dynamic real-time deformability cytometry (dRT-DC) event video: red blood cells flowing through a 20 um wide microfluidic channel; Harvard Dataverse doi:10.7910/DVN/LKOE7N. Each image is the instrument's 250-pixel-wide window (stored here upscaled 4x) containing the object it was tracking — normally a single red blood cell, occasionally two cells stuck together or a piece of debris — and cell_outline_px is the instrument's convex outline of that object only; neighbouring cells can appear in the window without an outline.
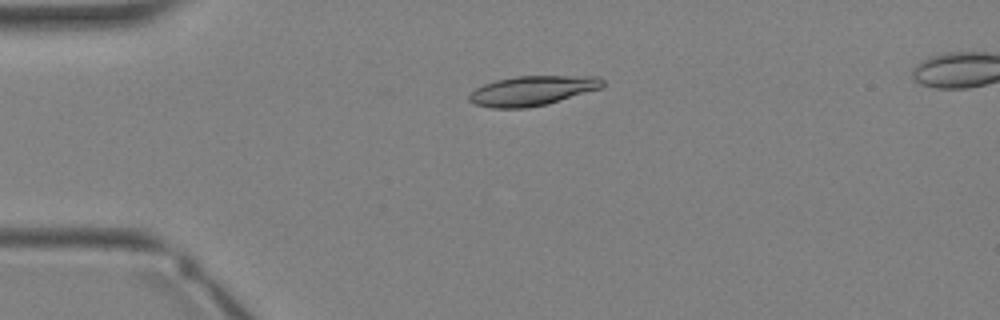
{"species": "Egyptian fruit bat (a non-hibernating species)", "species_latin": "Rousettus aegyptiacus", "temperature_condition": "warm", "stored_images_in_passage": 35, "camera_frame_rate_fps": 3000, "um_per_image_px": 0.085, "animal": {"sex": "female"}, "frame": {"image": 1, "passage_image": 9, "time_ms": 2.667, "image_size_px": [1000, 320], "cell_outline_px": [[604, 88], [548, 104], [528, 108], [492, 108], [476, 104], [468, 100], [468, 96], [476, 88], [484, 84], [496, 80], [516, 76], [600, 76], [604, 80]], "centroid_in_image_um": [45.31, 7.71], "position_along_channel_um": 39.7, "area_um2": 23.35}}
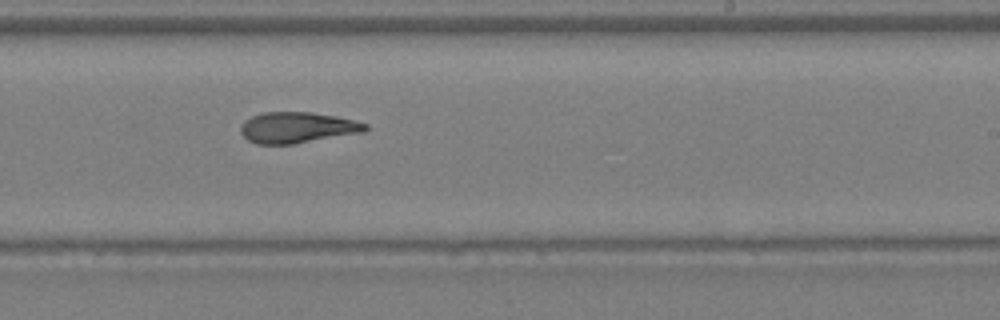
{"frame": {"image": 2, "passage_image": 22, "time_ms": 7.0, "image_size_px": [1000, 320], "cell_outline_px": [[368, 128], [364, 132], [292, 144], [256, 144], [248, 140], [240, 132], [240, 128], [244, 120], [252, 116], [264, 112], [312, 112], [336, 116], [368, 124]], "centroid_in_image_um": [25.25, 10.84], "position_along_channel_um": 263.8, "area_um2": 22.43}}
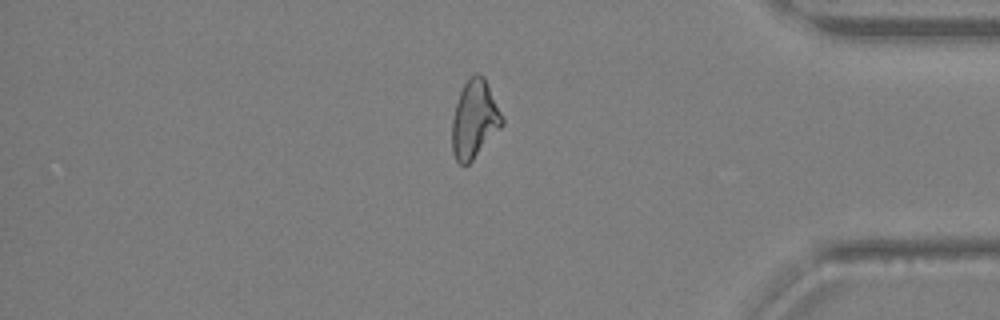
{"frame": {"image": 3, "passage_image": 30, "time_ms": 9.667, "image_size_px": [1000, 320], "cell_outline_px": [[504, 124], [472, 160], [468, 164], [460, 164], [456, 160], [452, 152], [452, 116], [460, 92], [464, 84], [476, 72], [480, 72], [484, 76], [504, 120]], "centroid_in_image_um": [40.32, 10.14], "position_along_channel_um": 394.9, "area_um2": 22.48}}